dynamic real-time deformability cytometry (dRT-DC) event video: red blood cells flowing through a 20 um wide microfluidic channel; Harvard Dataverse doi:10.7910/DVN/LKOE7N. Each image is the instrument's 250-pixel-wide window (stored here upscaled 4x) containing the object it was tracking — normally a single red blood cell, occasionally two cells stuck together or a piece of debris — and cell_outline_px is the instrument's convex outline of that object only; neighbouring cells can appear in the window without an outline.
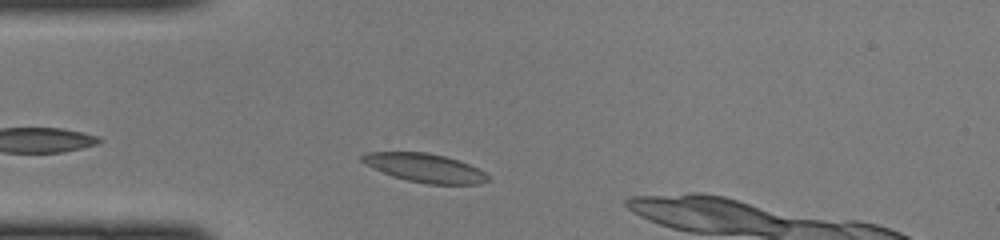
{"species": "common noctule bat (a hibernating species)", "species_latin": "Nyctalus noctula", "temperature_condition": "cold", "stored_images_in_passage": 37, "camera_frame_rate_fps": 3000, "um_per_image_px": 0.085, "animal": {"sex": "female", "body_mass_g": 22.0, "forearm_length_mm": 56.7}, "frame": {"image": 1, "passage_image": 4, "time_ms": 1.0, "image_size_px": [1000, 240], "cell_outline_px": [[488, 180], [480, 184], [428, 184], [408, 180], [392, 176], [360, 160], [360, 156], [368, 152], [424, 152], [444, 156], [468, 164], [484, 172], [488, 176]], "centroid_in_image_um": [36.12, 14.27], "position_along_channel_um": 48.9, "area_um2": 20.52}}
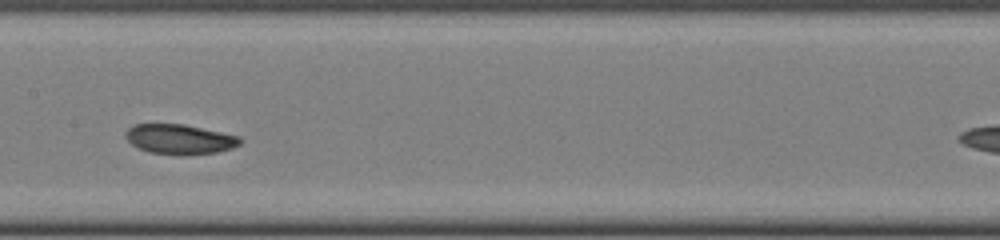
{"frame": {"image": 2, "passage_image": 15, "time_ms": 4.667, "image_size_px": [1000, 240], "cell_outline_px": [[240, 144], [232, 148], [216, 152], [180, 156], [148, 152], [136, 148], [124, 136], [124, 132], [128, 128], [136, 124], [184, 124], [240, 136]], "centroid_in_image_um": [15.23, 11.84], "position_along_channel_um": 192.2, "area_um2": 20.11}}
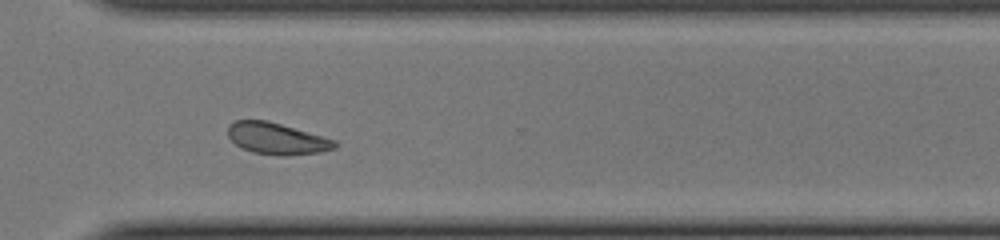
{"frame": {"image": 3, "passage_image": 26, "time_ms": 8.333, "image_size_px": [1000, 240], "cell_outline_px": [[336, 148], [320, 152], [284, 156], [280, 156], [252, 152], [236, 144], [228, 136], [228, 124], [236, 120], [268, 120], [336, 140]], "centroid_in_image_um": [23.52, 11.77], "position_along_channel_um": 347.1, "area_um2": 19.59}}